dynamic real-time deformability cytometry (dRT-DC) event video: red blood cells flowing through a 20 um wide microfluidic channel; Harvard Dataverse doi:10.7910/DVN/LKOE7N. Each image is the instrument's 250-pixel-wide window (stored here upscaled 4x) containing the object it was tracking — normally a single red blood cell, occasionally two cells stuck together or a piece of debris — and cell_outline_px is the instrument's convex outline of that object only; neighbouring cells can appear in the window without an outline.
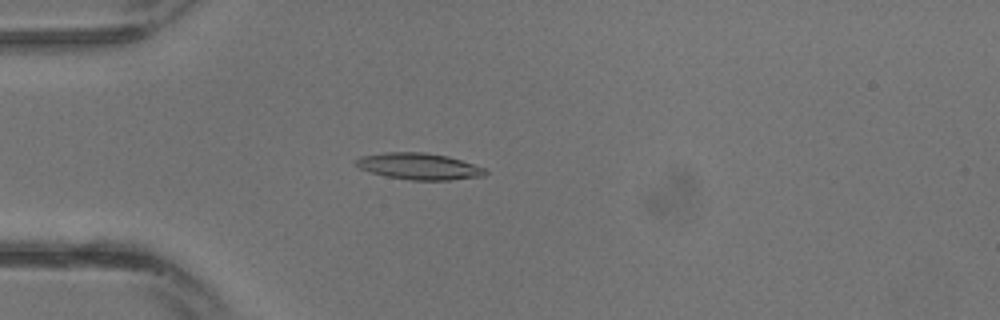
{"species": "common noctule bat (a hibernating species)", "species_latin": "Nyctalus noctula", "temperature_condition": "warm", "stored_images_in_passage": 21, "camera_frame_rate_fps": 3000, "um_per_image_px": 0.085, "animal": {"sex": "male", "body_mass_g": 13.3}, "frame": {"image": 1, "passage_image": 9, "time_ms": 2.667, "image_size_px": [1000, 320], "cell_outline_px": [[488, 172], [484, 176], [452, 180], [412, 180], [388, 176], [372, 172], [360, 168], [352, 160], [360, 156], [384, 152], [424, 152], [448, 156], [484, 168]], "centroid_in_image_um": [35.6, 14.13], "position_along_channel_um": 49.4, "area_um2": 19.88}}
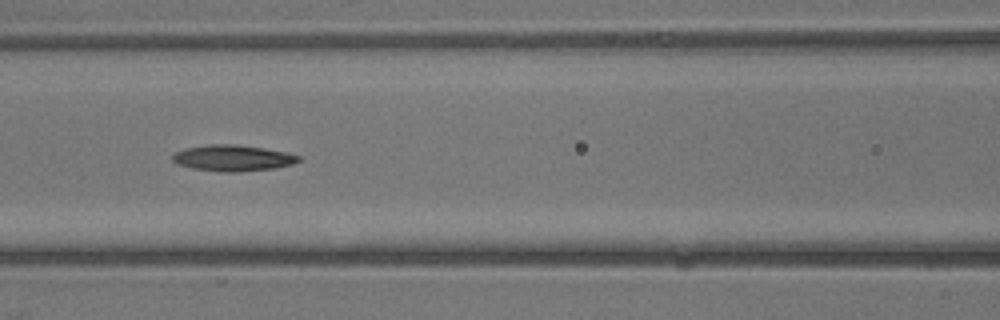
{"frame": {"image": 2, "passage_image": 14, "time_ms": 4.333, "image_size_px": [1000, 320], "cell_outline_px": [[300, 160], [292, 164], [276, 168], [236, 172], [224, 172], [192, 168], [176, 164], [172, 160], [172, 156], [176, 152], [184, 148], [208, 144], [236, 144], [264, 148], [284, 152], [300, 156]], "centroid_in_image_um": [19.76, 13.43], "position_along_channel_um": 146.8, "area_um2": 19.19}}
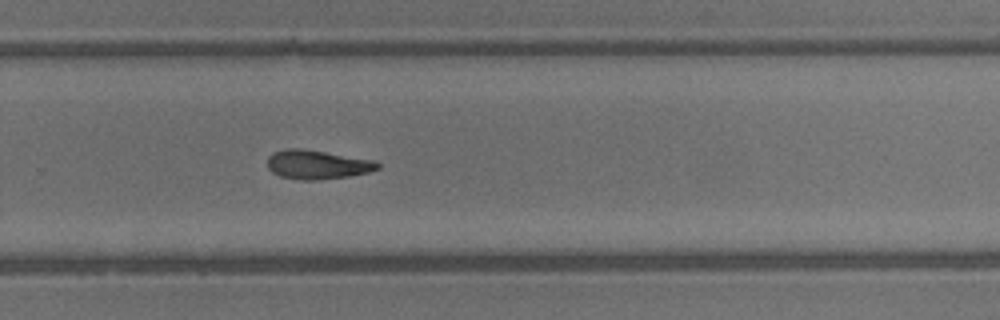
{"frame": {"image": 3, "passage_image": 21, "time_ms": 6.667, "image_size_px": [1000, 320], "cell_outline_px": [[380, 168], [368, 172], [348, 176], [312, 180], [300, 180], [280, 176], [272, 172], [268, 168], [268, 156], [272, 152], [288, 148], [300, 148], [376, 160], [380, 164]], "centroid_in_image_um": [26.96, 13.98], "position_along_channel_um": 302.8, "area_um2": 18.61}}